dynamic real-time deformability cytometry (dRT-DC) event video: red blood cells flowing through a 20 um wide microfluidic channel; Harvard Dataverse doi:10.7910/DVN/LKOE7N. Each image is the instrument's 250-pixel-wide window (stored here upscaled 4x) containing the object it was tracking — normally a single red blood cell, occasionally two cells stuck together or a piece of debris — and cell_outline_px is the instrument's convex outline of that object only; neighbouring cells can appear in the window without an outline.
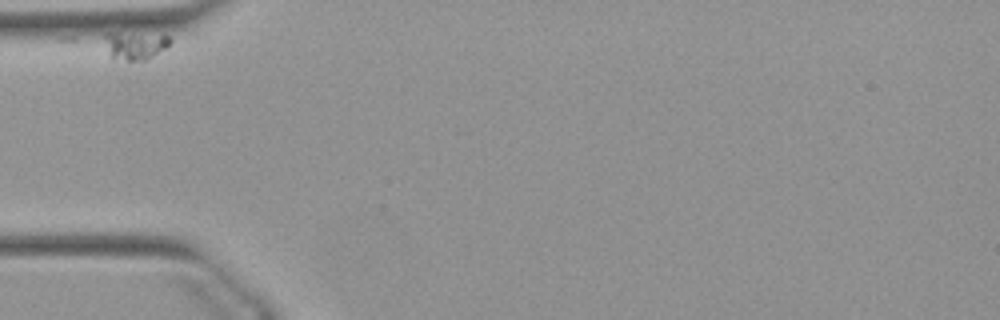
{"species": "Egyptian fruit bat (a non-hibernating species)", "species_latin": "Rousettus aegyptiacus", "temperature_condition": "warm", "stored_images_in_passage": 12, "camera_frame_rate_fps": 3000, "um_per_image_px": 0.085, "animal": {"sex": "female"}, "frame": {"image": 1, "passage_image": 1, "time_ms": 0.0, "image_size_px": [1000, 320], "cell_outline_px": [[172, 40], [168, 48], [148, 60], [112, 60], [108, 56], [104, 36], [108, 32], [112, 32], [168, 36]], "centroid_in_image_um": [11.47, 3.9], "position_along_channel_um": 73.5, "area_um2": 10.92}}
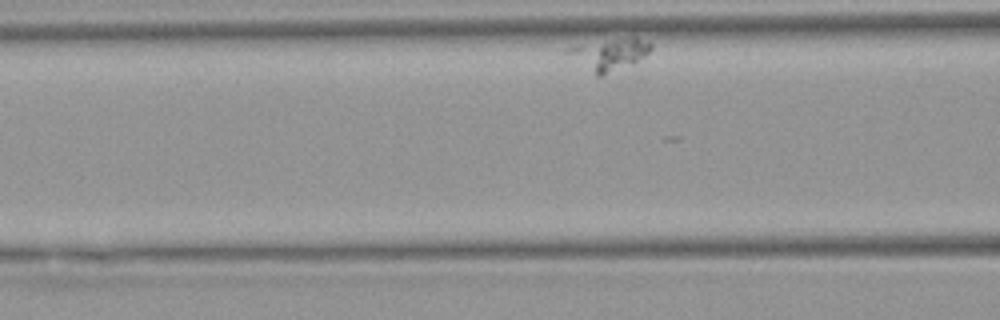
{"frame": {"image": 2, "passage_image": 7, "time_ms": 2.0, "image_size_px": [1000, 320], "cell_outline_px": [[652, 48], [644, 56], [632, 64], [604, 76], [596, 76], [588, 52], [604, 44], [616, 40], [632, 36], [636, 36], [652, 44]], "centroid_in_image_um": [52.55, 4.65], "position_along_channel_um": 114.1, "area_um2": 11.21}}